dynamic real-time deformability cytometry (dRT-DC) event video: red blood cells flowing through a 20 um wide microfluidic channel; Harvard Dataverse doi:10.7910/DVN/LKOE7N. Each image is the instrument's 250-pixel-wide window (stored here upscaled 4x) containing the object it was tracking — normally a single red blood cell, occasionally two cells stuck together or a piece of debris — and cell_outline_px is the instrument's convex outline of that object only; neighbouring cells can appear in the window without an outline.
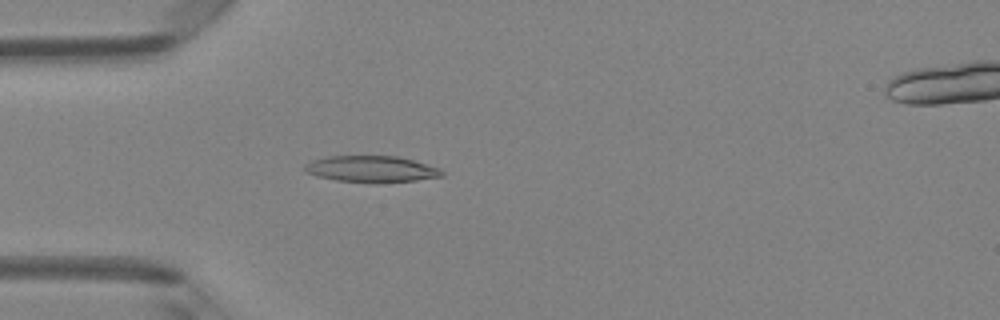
{"species": "Egyptian fruit bat (a non-hibernating species)", "species_latin": "Rousettus aegyptiacus", "temperature_condition": "room temperature", "stored_images_in_passage": 4, "camera_frame_rate_fps": 3000, "um_per_image_px": 0.085, "animal": {"sex": "female"}, "frame": {"image": 1, "passage_image": 4, "time_ms": 1.0, "image_size_px": [1000, 320], "cell_outline_px": [[444, 176], [416, 180], [376, 184], [336, 180], [316, 176], [308, 172], [304, 168], [304, 164], [312, 160], [328, 156], [396, 156], [412, 160], [440, 168], [444, 172]], "centroid_in_image_um": [31.58, 14.38], "position_along_channel_um": 53.4, "area_um2": 21.27}}